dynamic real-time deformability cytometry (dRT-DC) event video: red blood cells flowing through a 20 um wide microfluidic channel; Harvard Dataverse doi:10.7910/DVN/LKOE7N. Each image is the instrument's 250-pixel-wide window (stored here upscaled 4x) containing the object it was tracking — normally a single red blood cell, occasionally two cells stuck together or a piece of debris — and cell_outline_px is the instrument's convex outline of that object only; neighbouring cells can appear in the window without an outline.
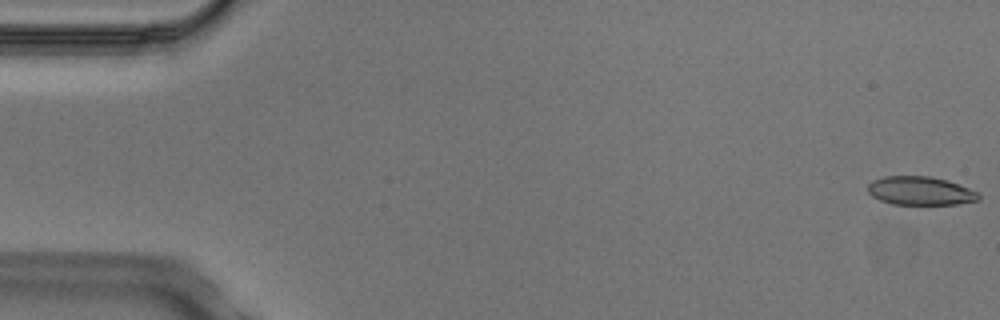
{"species": "Egyptian fruit bat (a non-hibernating species)", "species_latin": "Rousettus aegyptiacus", "temperature_condition": "cold", "stored_images_in_passage": 5, "camera_frame_rate_fps": 3000, "um_per_image_px": 0.085, "animal": {"sex": "male"}, "frame": {"image": 1, "passage_image": 1, "time_ms": 0.0, "image_size_px": [1000, 320], "cell_outline_px": [[980, 200], [956, 204], [892, 204], [880, 200], [872, 196], [868, 192], [868, 184], [872, 180], [884, 176], [932, 176], [948, 180], [980, 192]], "centroid_in_image_um": [78.25, 16.21], "position_along_channel_um": 6.8, "area_um2": 18.61}}
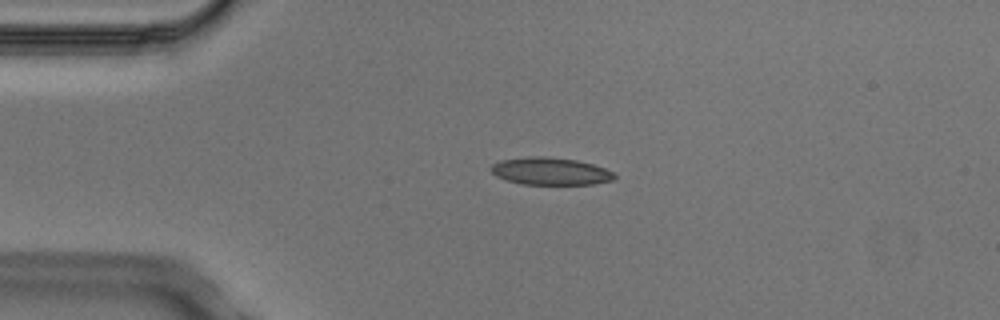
{"frame": {"image": 2, "passage_image": 4, "time_ms": 1.0, "image_size_px": [1000, 320], "cell_outline_px": [[616, 180], [592, 184], [520, 184], [496, 176], [488, 168], [492, 164], [500, 160], [528, 156], [544, 156], [576, 160], [592, 164], [604, 168], [612, 172], [616, 176]], "centroid_in_image_um": [46.76, 14.55], "position_along_channel_um": 38.2, "area_um2": 19.77}}